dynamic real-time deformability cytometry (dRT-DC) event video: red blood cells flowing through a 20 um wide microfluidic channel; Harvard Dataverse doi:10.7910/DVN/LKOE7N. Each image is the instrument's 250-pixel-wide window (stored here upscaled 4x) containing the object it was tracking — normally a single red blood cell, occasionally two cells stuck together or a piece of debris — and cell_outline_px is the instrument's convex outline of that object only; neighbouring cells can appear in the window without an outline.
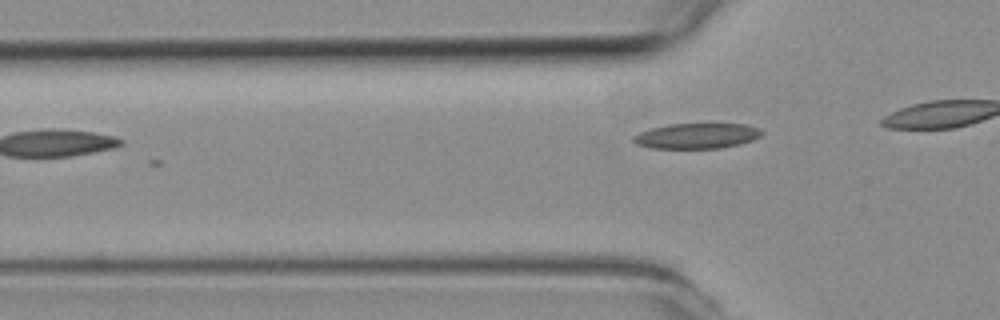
{"species": "common noctule bat (a hibernating species)", "species_latin": "Nyctalus noctula", "temperature_condition": "room temperature", "stored_images_in_passage": 14, "camera_frame_rate_fps": 3000, "um_per_image_px": 0.085, "animal": {"sex": "female", "body_mass_g": 19.3, "forearm_length_mm": 54.1}, "frame": {"image": 1, "passage_image": 14, "time_ms": 4.333, "image_size_px": [1000, 320], "cell_outline_px": [[764, 132], [760, 136], [752, 140], [740, 144], [720, 148], [652, 148], [636, 144], [632, 140], [632, 136], [640, 132], [652, 128], [668, 124], [748, 124], [760, 128]], "centroid_in_image_um": [59.24, 11.55], "position_along_channel_um": 66.6, "area_um2": 19.02}}